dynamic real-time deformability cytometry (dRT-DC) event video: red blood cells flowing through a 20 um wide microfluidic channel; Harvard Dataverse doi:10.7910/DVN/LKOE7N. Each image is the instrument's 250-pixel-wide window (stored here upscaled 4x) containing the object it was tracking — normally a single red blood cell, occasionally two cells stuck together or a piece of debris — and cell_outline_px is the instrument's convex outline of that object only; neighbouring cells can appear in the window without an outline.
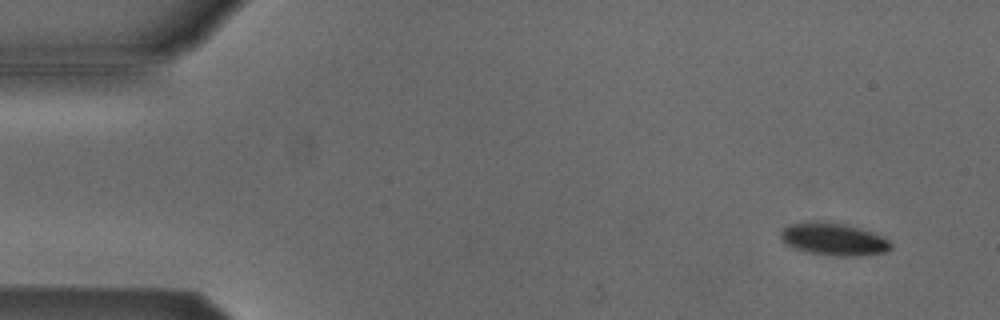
{"species": "Egyptian fruit bat (a non-hibernating species)", "species_latin": "Rousettus aegyptiacus", "temperature_condition": "cold", "stored_images_in_passage": 54, "camera_frame_rate_fps": 3000, "um_per_image_px": 0.085, "animal": {"sex": "male"}, "frame": {"image": 1, "passage_image": 4, "time_ms": 1.0, "image_size_px": [1000, 320], "cell_outline_px": [[892, 248], [884, 252], [860, 256], [836, 256], [808, 252], [792, 248], [784, 244], [780, 236], [780, 232], [788, 224], [840, 224], [872, 232], [884, 236], [892, 244]], "centroid_in_image_um": [70.88, 20.39], "position_along_channel_um": 14.1, "area_um2": 20.11}}
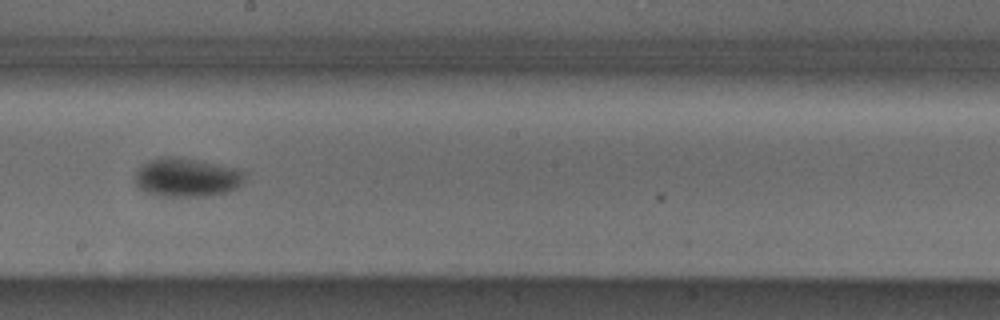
{"frame": {"image": 2, "passage_image": 30, "time_ms": 9.667, "image_size_px": [1000, 320], "cell_outline_px": [[244, 180], [236, 188], [228, 192], [208, 196], [156, 196], [144, 192], [136, 184], [136, 172], [144, 164], [152, 160], [164, 156], [168, 156], [192, 160], [232, 168], [244, 172]], "centroid_in_image_um": [15.84, 15.12], "position_along_channel_um": 232.4, "area_um2": 24.16}}
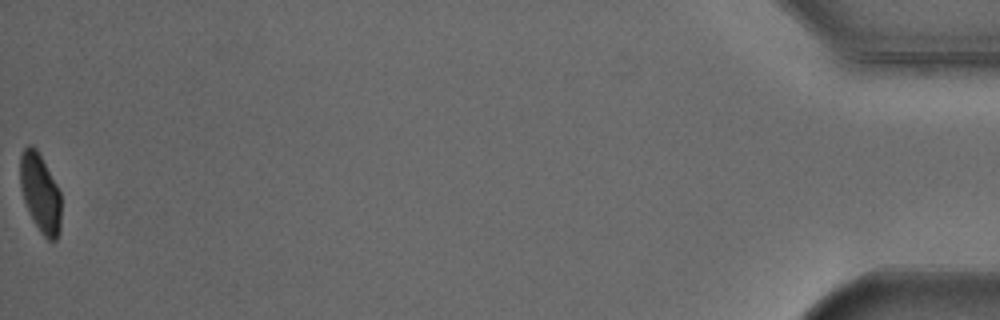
{"frame": {"image": 3, "passage_image": 54, "time_ms": 17.667, "image_size_px": [1000, 320], "cell_outline_px": [[60, 232], [56, 240], [48, 240], [40, 232], [28, 212], [20, 188], [20, 156], [24, 148], [28, 144], [32, 144], [36, 148], [56, 184], [60, 192]], "centroid_in_image_um": [3.4, 16.41], "position_along_channel_um": 431.8, "area_um2": 18.73}, "authors_computed_cell_mechanics": {"area_um2": 21.386, "velocity_mm_per_s": 3.8059, "shape_relaxation_time_tau1_ms": 2.8544, "shape_relaxation_time_tau2_ms": null, "deformation_change_tau1": 0.0874, "deformation_change_tau2": null}}